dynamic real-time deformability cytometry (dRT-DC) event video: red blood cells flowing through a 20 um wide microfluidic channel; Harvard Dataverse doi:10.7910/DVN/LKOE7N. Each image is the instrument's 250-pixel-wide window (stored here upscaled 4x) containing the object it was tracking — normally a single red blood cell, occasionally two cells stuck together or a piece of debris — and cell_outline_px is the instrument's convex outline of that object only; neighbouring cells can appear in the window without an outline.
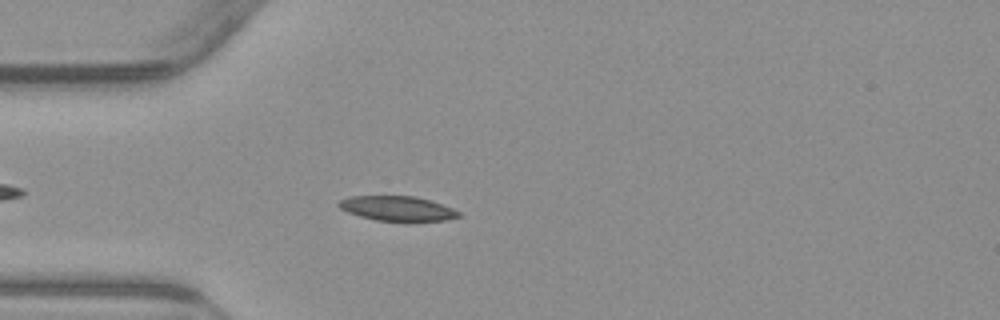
{"species": "common noctule bat (a hibernating species)", "species_latin": "Nyctalus noctula", "temperature_condition": "warm", "stored_images_in_passage": 45, "camera_frame_rate_fps": 3000, "um_per_image_px": 0.085, "animal": {"sex": "male", "body_mass_g": 23.1, "forearm_length_mm": 52.7}, "frame": {"image": 1, "passage_image": 6, "time_ms": 1.667, "image_size_px": [1000, 320], "cell_outline_px": [[460, 216], [444, 220], [408, 224], [404, 224], [376, 220], [360, 216], [348, 212], [340, 208], [336, 204], [340, 200], [352, 196], [416, 196], [432, 200], [452, 208], [460, 212]], "centroid_in_image_um": [33.82, 17.76], "position_along_channel_um": 51.2, "area_um2": 18.03}}
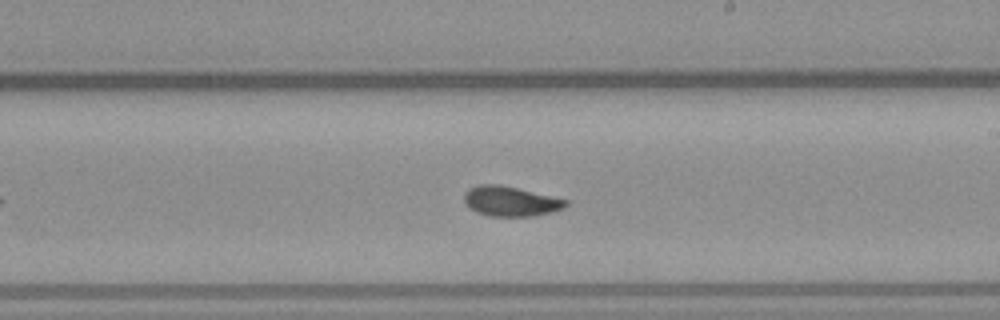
{"frame": {"image": 2, "passage_image": 22, "time_ms": 7.0, "image_size_px": [1000, 320], "cell_outline_px": [[568, 204], [564, 208], [552, 212], [532, 216], [488, 216], [476, 212], [464, 200], [464, 192], [468, 188], [480, 184], [500, 184], [568, 200]], "centroid_in_image_um": [43.39, 17.1], "position_along_channel_um": 245.6, "area_um2": 17.63}}
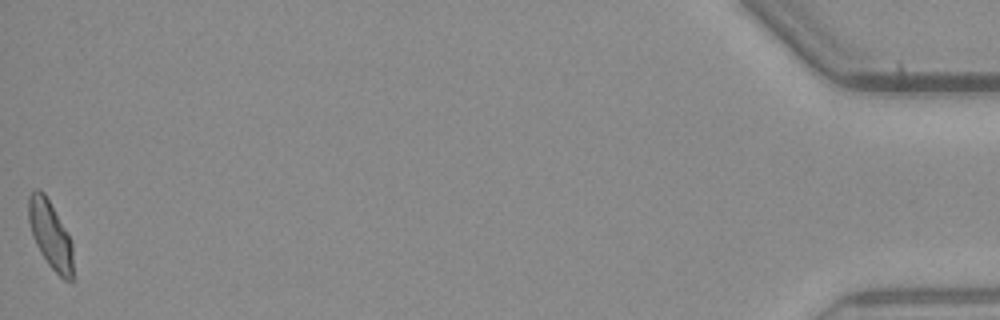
{"frame": {"image": 3, "passage_image": 45, "time_ms": 14.667, "image_size_px": [1000, 320], "cell_outline_px": [[72, 280], [64, 280], [48, 264], [40, 252], [32, 236], [28, 220], [28, 196], [36, 188], [40, 188], [44, 192], [72, 240]], "centroid_in_image_um": [4.26, 19.92], "position_along_channel_um": 430.9, "area_um2": 17.51}, "authors_computed_cell_mechanics": {"area_um2": 17.629, "velocity_mm_per_s": 3.8044, "shape_relaxation_time_tau1_ms": 3.6276, "shape_relaxation_time_tau2_ms": 2.0638, "deformation_change_tau1": 0.1388, "deformation_change_tau2": 0.065}}